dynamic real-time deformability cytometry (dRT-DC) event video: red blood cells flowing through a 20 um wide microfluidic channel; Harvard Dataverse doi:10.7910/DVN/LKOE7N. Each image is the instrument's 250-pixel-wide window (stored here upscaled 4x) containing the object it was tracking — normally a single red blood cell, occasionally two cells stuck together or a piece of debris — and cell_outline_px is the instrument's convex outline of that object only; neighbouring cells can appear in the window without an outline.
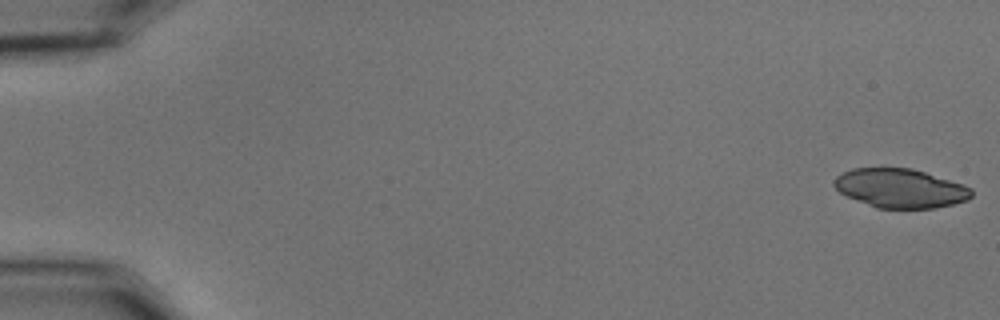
{"species": "common noctule bat (a hibernating species)", "species_latin": "Nyctalus noctula", "temperature_condition": "cold", "stored_images_in_passage": 54, "camera_frame_rate_fps": 3000, "um_per_image_px": 0.085, "animal": {"sex": "male", "body_mass_g": 15.6}, "frame": {"image": 1, "passage_image": 1, "time_ms": 0.0, "image_size_px": [1000, 320], "cell_outline_px": [[972, 196], [968, 200], [936, 208], [876, 208], [848, 196], [840, 192], [832, 184], [832, 180], [836, 176], [852, 168], [912, 168], [972, 188]], "centroid_in_image_um": [76.5, 16.0], "position_along_channel_um": 8.5, "area_um2": 30.98}}